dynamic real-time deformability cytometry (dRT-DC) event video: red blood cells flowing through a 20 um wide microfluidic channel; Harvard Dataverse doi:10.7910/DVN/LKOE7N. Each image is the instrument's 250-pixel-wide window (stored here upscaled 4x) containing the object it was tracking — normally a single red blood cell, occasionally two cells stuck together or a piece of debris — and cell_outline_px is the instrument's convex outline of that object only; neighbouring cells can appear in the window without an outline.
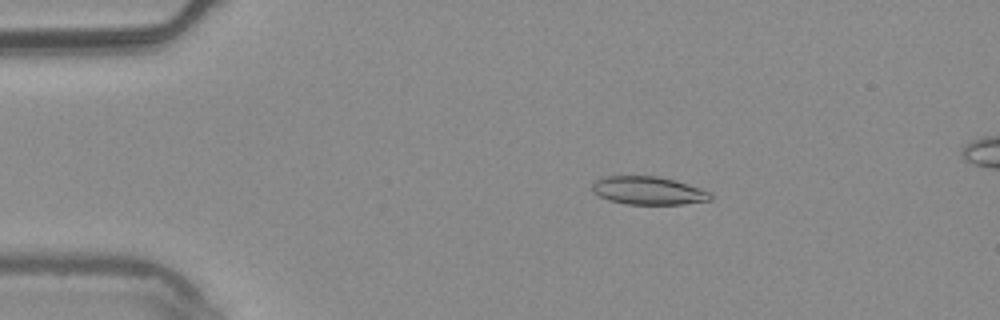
{"species": "common noctule bat (a hibernating species)", "species_latin": "Nyctalus noctula", "temperature_condition": "warm", "stored_images_in_passage": 4, "camera_frame_rate_fps": 3000, "um_per_image_px": 0.085, "animal": {"sex": "male", "body_mass_g": 20.4}, "frame": {"image": 1, "passage_image": 1, "time_ms": 0.0, "image_size_px": [1000, 320], "cell_outline_px": [[712, 200], [680, 204], [628, 204], [608, 200], [592, 192], [592, 184], [596, 180], [604, 176], [656, 176], [688, 184], [712, 192]], "centroid_in_image_um": [55.1, 16.2], "position_along_channel_um": 29.9, "area_um2": 19.31}}